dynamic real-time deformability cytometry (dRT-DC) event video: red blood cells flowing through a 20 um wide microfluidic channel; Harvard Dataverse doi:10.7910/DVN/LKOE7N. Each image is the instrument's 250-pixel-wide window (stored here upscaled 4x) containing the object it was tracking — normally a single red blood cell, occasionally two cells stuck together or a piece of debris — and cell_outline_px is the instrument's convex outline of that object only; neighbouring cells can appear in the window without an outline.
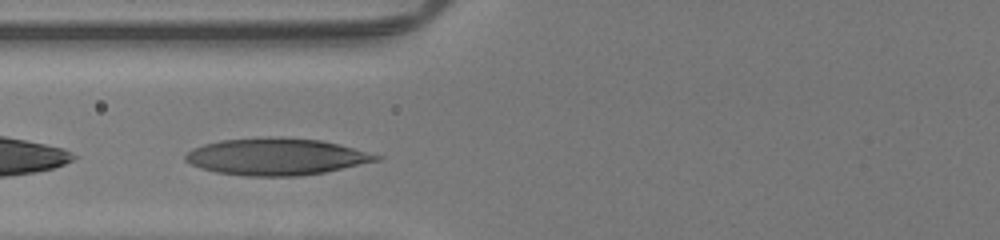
{"species": "human", "species_latin": "Homo sapiens", "temperature_condition": "room temperature", "stored_images_in_passage": 30, "camera_frame_rate_fps": 3000, "um_per_image_px": 0.085, "donor": {"sex": "male"}, "frame": {"image": 1, "passage_image": 9, "time_ms": 2.667, "image_size_px": [1000, 240], "cell_outline_px": [[384, 156], [380, 160], [324, 172], [296, 176], [248, 176], [216, 172], [200, 168], [184, 160], [184, 156], [192, 148], [204, 144], [220, 140], [268, 136], [280, 136], [320, 140], [340, 144]], "centroid_in_image_um": [23.48, 13.3], "position_along_channel_um": 102.3, "area_um2": 41.21}}
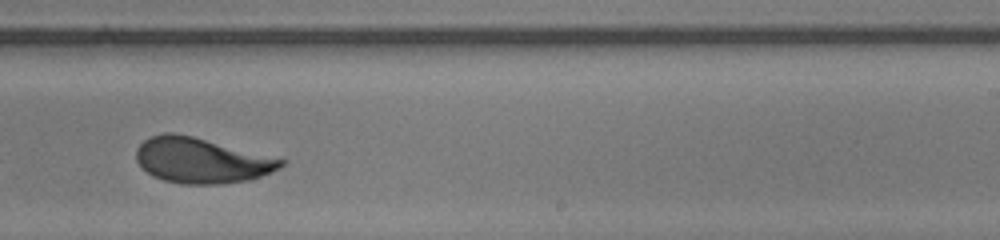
{"frame": {"image": 2, "passage_image": 21, "time_ms": 6.667, "image_size_px": [1000, 240], "cell_outline_px": [[288, 160], [280, 168], [272, 172], [248, 180], [220, 184], [180, 184], [164, 180], [152, 176], [136, 160], [136, 148], [144, 140], [152, 136], [164, 132], [172, 132], [192, 136]], "centroid_in_image_um": [17.12, 13.64], "position_along_channel_um": 271.9, "area_um2": 38.15}}
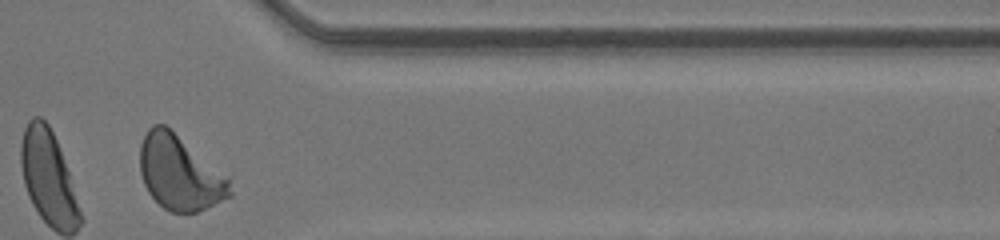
{"frame": {"image": 3, "passage_image": 30, "time_ms": 9.667, "image_size_px": [1000, 240], "cell_outline_px": [[232, 196], [196, 212], [172, 212], [164, 208], [148, 192], [144, 184], [140, 172], [140, 144], [148, 128], [152, 124], [164, 124], [232, 176]], "centroid_in_image_um": [15.34, 14.67], "position_along_channel_um": 396.1, "area_um2": 39.71}, "authors_computed_cell_mechanics": {"area_um2": 38.9572, "velocity_mm_per_s": 4.2576, "shape_relaxation_time_tau1_ms": 3.191, "shape_relaxation_time_tau2_ms": 0.7211, "deformation_change_tau1": 0.1572, "deformation_change_tau2": 0.0653}}